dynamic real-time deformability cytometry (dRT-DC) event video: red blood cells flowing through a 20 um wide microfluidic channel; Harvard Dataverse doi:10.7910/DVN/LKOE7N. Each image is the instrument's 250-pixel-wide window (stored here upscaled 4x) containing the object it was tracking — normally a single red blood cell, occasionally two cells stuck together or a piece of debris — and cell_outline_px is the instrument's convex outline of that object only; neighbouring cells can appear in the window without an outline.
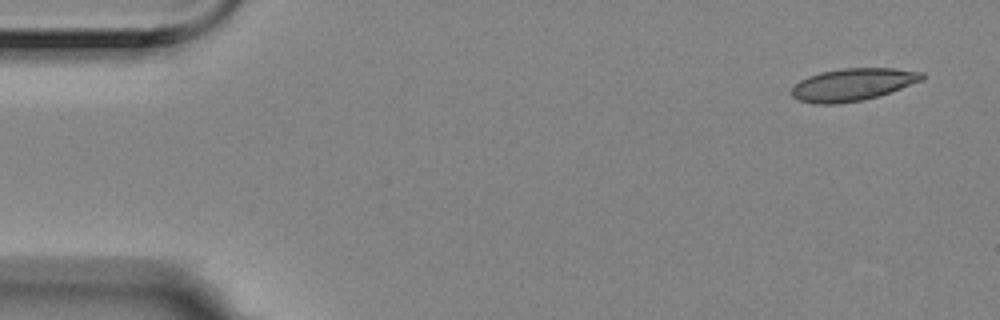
{"species": "Egyptian fruit bat (a non-hibernating species)", "species_latin": "Rousettus aegyptiacus", "temperature_condition": "room temperature", "stored_images_in_passage": 4, "camera_frame_rate_fps": 3000, "um_per_image_px": 0.085, "animal": {"sex": "female"}, "frame": {"image": 1, "passage_image": 4, "time_ms": 1.0, "image_size_px": [1000, 320], "cell_outline_px": [[928, 76], [924, 80], [864, 100], [840, 104], [812, 104], [800, 100], [792, 96], [792, 88], [800, 80], [808, 76], [820, 72], [840, 68], [896, 68], [924, 72]], "centroid_in_image_um": [72.51, 7.18], "position_along_channel_um": 12.5, "area_um2": 24.8}}